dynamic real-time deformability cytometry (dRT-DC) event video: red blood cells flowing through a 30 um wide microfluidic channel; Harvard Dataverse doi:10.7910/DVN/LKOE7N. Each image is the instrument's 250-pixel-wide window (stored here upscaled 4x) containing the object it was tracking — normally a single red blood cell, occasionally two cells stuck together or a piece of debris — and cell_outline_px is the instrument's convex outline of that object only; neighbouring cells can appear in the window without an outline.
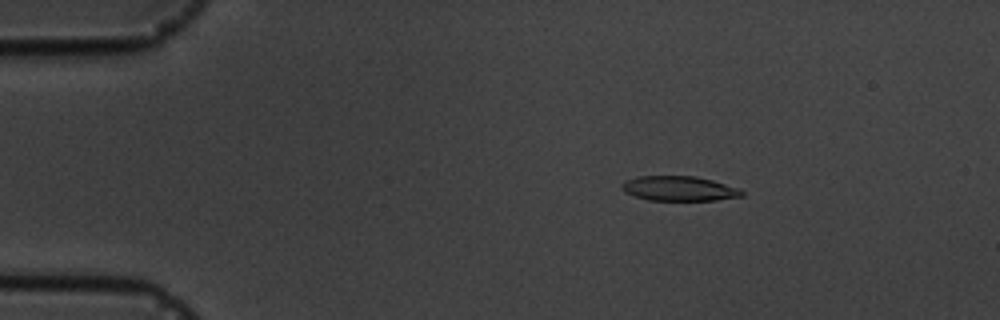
{"species": "common noctule bat (a hibernating species)", "species_latin": "Nyctalus noctula", "temperature_condition": "cold", "stored_images_in_passage": 5, "camera_frame_rate_fps": 3000, "um_per_image_px": 0.085, "animal": {"sex": "male", "body_mass_g": 19.5, "forearm_length_mm": 54.6}, "frame": {"image": 1, "passage_image": 3, "time_ms": 2.0, "image_size_px": [1000, 320], "cell_outline_px": [[744, 196], [716, 200], [648, 200], [624, 192], [620, 188], [620, 184], [624, 180], [636, 176], [696, 176], [712, 180], [740, 188], [744, 192]], "centroid_in_image_um": [57.71, 16.02], "position_along_channel_um": 27.3, "area_um2": 17.51}}